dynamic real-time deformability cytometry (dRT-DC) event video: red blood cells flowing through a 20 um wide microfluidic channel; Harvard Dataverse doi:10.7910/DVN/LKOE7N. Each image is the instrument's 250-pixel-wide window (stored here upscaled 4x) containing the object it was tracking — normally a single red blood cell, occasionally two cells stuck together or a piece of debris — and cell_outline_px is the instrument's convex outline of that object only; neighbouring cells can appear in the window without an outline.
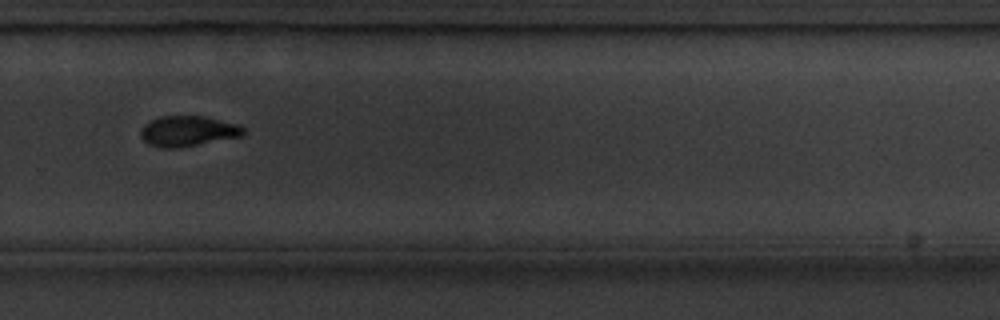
{"species": "common noctule bat (a hibernating species)", "species_latin": "Nyctalus noctula", "temperature_condition": "cold", "stored_images_in_passage": 11, "camera_frame_rate_fps": 3000, "um_per_image_px": 0.085, "animal": {"sex": "male", "body_mass_g": 20.1, "forearm_length_mm": 53.5}, "frame": {"image": 1, "passage_image": 11, "time_ms": 12.333, "image_size_px": [1000, 320], "cell_outline_px": [[244, 132], [240, 136], [180, 148], [160, 148], [148, 144], [140, 136], [140, 128], [144, 124], [160, 116], [204, 116], [240, 124], [244, 128]], "centroid_in_image_um": [15.94, 11.14], "position_along_channel_um": 313.9, "area_um2": 18.32}}